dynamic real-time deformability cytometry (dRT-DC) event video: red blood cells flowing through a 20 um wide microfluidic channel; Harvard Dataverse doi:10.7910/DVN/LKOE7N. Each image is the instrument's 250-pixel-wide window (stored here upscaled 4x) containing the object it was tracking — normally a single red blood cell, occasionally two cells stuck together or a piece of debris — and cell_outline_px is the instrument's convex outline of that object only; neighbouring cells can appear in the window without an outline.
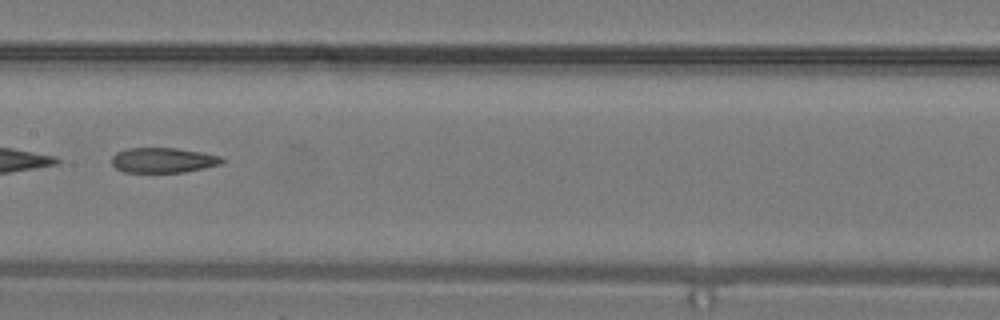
{"species": "common noctule bat (a hibernating species)", "species_latin": "Nyctalus noctula", "temperature_condition": "warm", "stored_images_in_passage": 9, "camera_frame_rate_fps": 3000, "um_per_image_px": 0.085, "animal": {"sex": "male", "body_mass_g": 19.2, "forearm_length_mm": 51.8}, "frame": {"image": 1, "passage_image": 6, "time_ms": 1.667, "image_size_px": [1000, 320], "cell_outline_px": [[224, 160], [220, 164], [204, 168], [184, 172], [124, 172], [116, 168], [112, 164], [112, 156], [116, 152], [128, 148], [176, 148], [200, 152], [220, 156]], "centroid_in_image_um": [13.84, 13.61], "position_along_channel_um": 193.6, "area_um2": 16.01}}
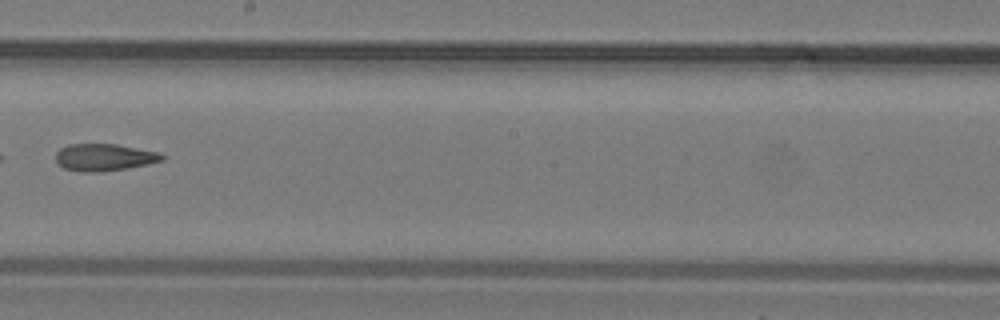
{"frame": {"image": 2, "passage_image": 8, "time_ms": 2.333, "image_size_px": [1000, 320], "cell_outline_px": [[164, 160], [148, 164], [128, 168], [100, 172], [80, 172], [64, 168], [56, 160], [56, 152], [60, 148], [68, 144], [116, 144], [160, 152], [164, 156]], "centroid_in_image_um": [8.87, 13.37], "position_along_channel_um": 239.3, "area_um2": 16.88}}